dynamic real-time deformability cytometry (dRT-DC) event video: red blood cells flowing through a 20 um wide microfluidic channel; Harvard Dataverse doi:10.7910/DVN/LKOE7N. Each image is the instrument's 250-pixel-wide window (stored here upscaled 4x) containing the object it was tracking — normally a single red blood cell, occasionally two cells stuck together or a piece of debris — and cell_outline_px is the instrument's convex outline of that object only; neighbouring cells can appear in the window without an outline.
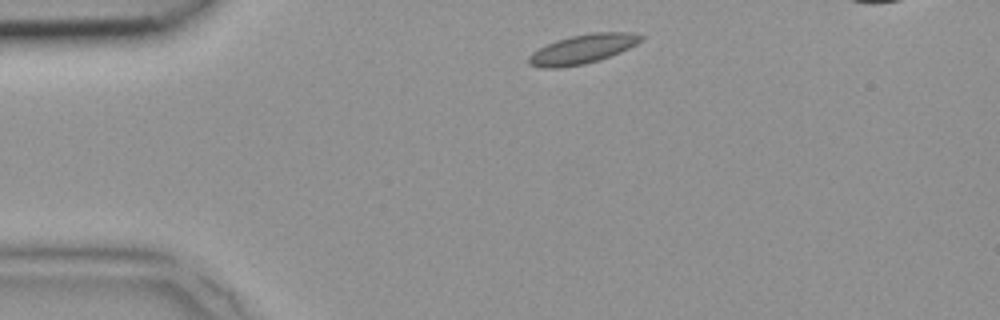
{"species": "common noctule bat (a hibernating species)", "species_latin": "Nyctalus noctula", "temperature_condition": "room temperature", "stored_images_in_passage": 3, "segment_of_instrument_passage": [1, 2], "camera_frame_rate_fps": 3000, "um_per_image_px": 0.085, "animal": {"sex": "female", "body_mass_g": 18.4}, "frame": {"image": 1, "passage_image": 1, "time_ms": 0.0, "image_size_px": [1000, 320], "cell_outline_px": [[644, 40], [620, 52], [600, 60], [584, 64], [560, 68], [544, 68], [528, 64], [528, 56], [532, 52], [556, 40], [572, 36], [592, 32], [632, 32], [644, 36]], "centroid_in_image_um": [49.53, 4.17], "position_along_channel_um": 35.5, "area_um2": 19.13}}